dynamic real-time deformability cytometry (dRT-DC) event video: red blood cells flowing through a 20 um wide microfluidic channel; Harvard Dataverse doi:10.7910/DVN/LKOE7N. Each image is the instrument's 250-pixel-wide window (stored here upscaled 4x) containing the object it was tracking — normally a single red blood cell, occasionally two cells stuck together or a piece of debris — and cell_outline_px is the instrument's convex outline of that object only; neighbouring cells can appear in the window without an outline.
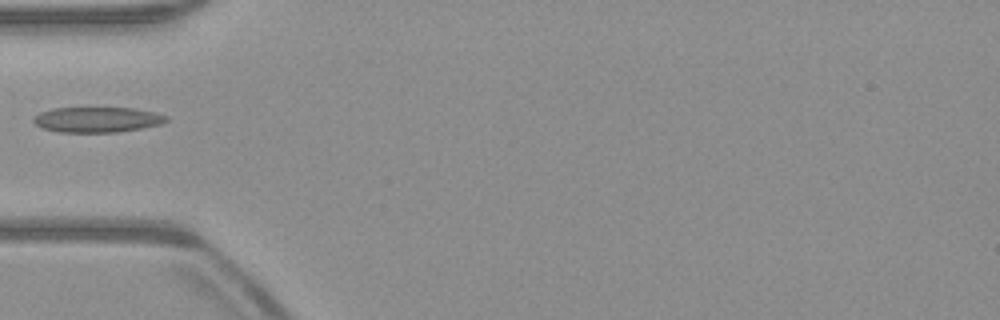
{"species": "common noctule bat (a hibernating species)", "species_latin": "Nyctalus noctula", "temperature_condition": "warm", "stored_images_in_passage": 36, "camera_frame_rate_fps": 3000, "um_per_image_px": 0.085, "animal": {"sex": "male", "body_mass_g": 23.1, "forearm_length_mm": 52.7}, "frame": {"image": 1, "passage_image": 1, "time_ms": 0.0, "image_size_px": [1000, 320], "cell_outline_px": [[168, 120], [160, 124], [120, 132], [60, 132], [44, 128], [36, 124], [32, 120], [40, 112], [52, 108], [136, 108], [156, 112], [168, 116]], "centroid_in_image_um": [8.3, 10.16], "position_along_channel_um": 76.7, "area_um2": 19.54}}
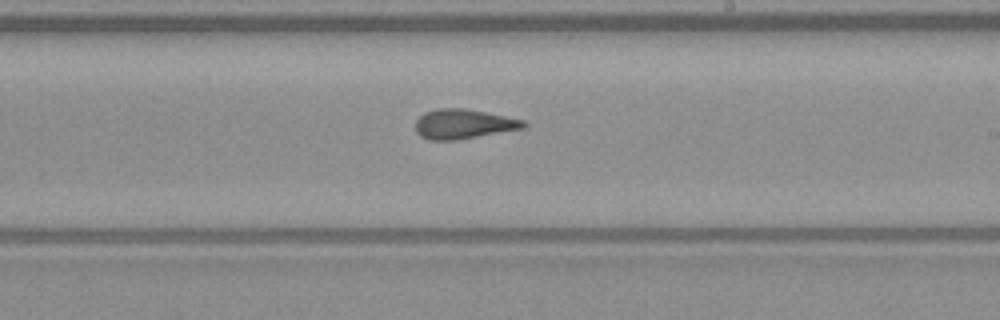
{"frame": {"image": 2, "passage_image": 14, "time_ms": 4.333, "image_size_px": [1000, 320], "cell_outline_px": [[528, 124], [524, 128], [456, 140], [428, 140], [420, 136], [416, 132], [416, 120], [424, 112], [436, 108], [464, 108], [524, 120]], "centroid_in_image_um": [39.36, 10.54], "position_along_channel_um": 249.6, "area_um2": 18.61}}
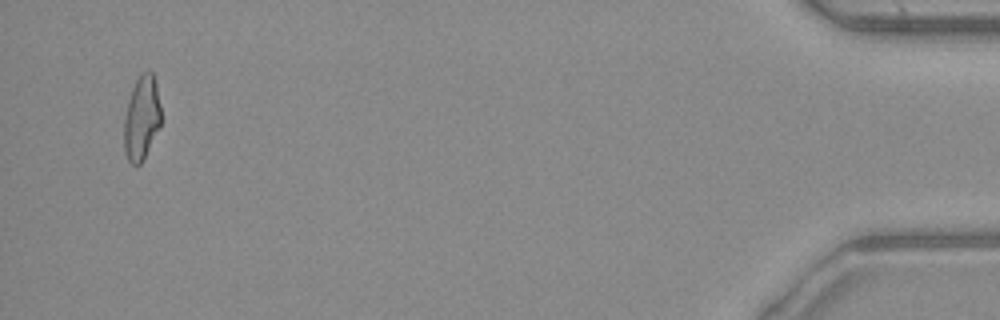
{"frame": {"image": 3, "passage_image": 34, "time_ms": 11.0, "image_size_px": [1000, 320], "cell_outline_px": [[160, 124], [144, 160], [140, 164], [132, 164], [128, 160], [124, 152], [124, 116], [128, 100], [132, 88], [136, 80], [144, 72], [152, 72], [156, 84], [160, 104]], "centroid_in_image_um": [12.02, 10.06], "position_along_channel_um": 423.2, "area_um2": 17.98}}